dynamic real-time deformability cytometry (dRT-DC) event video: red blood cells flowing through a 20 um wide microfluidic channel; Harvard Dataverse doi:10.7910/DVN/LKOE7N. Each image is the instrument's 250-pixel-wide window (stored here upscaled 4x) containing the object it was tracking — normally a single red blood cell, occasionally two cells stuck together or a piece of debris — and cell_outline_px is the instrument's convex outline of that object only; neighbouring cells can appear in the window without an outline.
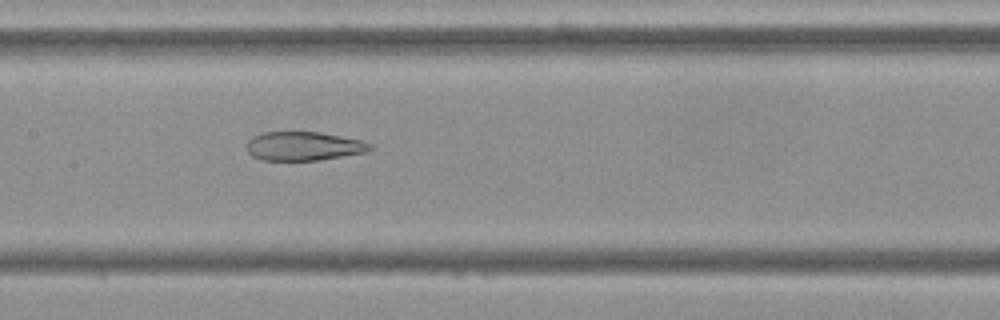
{"species": "Egyptian fruit bat (a non-hibernating species)", "species_latin": "Rousettus aegyptiacus", "temperature_condition": "cold", "stored_images_in_passage": 54, "camera_frame_rate_fps": 3000, "um_per_image_px": 0.085, "frame": {"image": 1, "passage_image": 26, "time_ms": 8.333, "image_size_px": [1000, 320], "cell_outline_px": [[372, 148], [368, 152], [320, 160], [260, 160], [252, 156], [248, 152], [248, 140], [252, 136], [260, 132], [320, 132], [360, 140], [372, 144]], "centroid_in_image_um": [25.81, 12.42], "position_along_channel_um": 181.6, "area_um2": 20.81}}
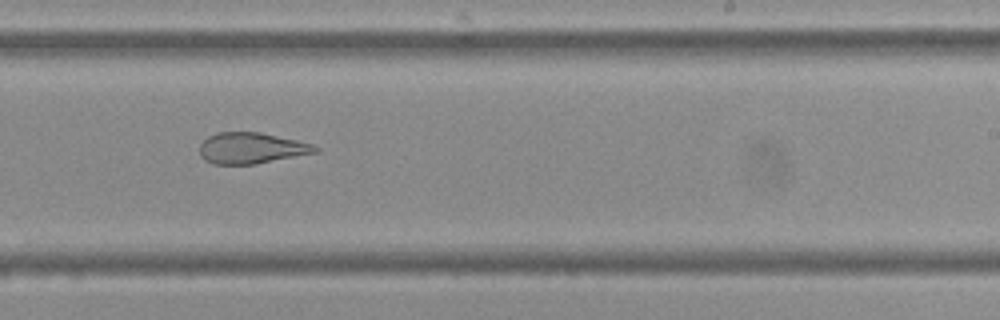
{"frame": {"image": 2, "passage_image": 33, "time_ms": 10.667, "image_size_px": [1000, 320], "cell_outline_px": [[320, 148], [316, 152], [256, 164], [212, 164], [204, 160], [200, 156], [200, 144], [208, 136], [216, 132], [260, 132], [296, 140], [312, 144]], "centroid_in_image_um": [21.32, 12.59], "position_along_channel_um": 267.7, "area_um2": 20.87}}
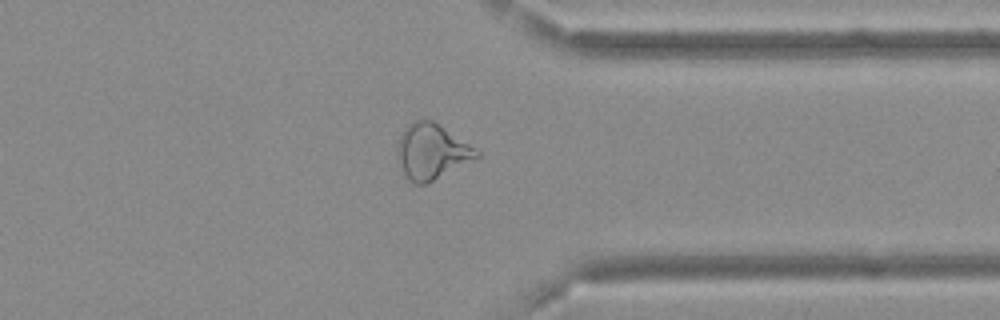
{"frame": {"image": 3, "passage_image": 42, "time_ms": 13.667, "image_size_px": [1000, 320], "cell_outline_px": [[480, 156], [424, 184], [416, 184], [408, 180], [400, 164], [396, 152], [396, 148], [400, 136], [404, 128], [408, 124], [416, 120], [432, 120], [480, 152]], "centroid_in_image_um": [36.64, 12.87], "position_along_channel_um": 374.8, "area_um2": 24.8}, "authors_computed_cell_mechanics": {"area_um2": 26.9059, "velocity_mm_per_s": 3.6967, "shape_relaxation_time_tau1_ms": null, "shape_relaxation_time_tau2_ms": 2.7137, "deformation_change_tau1": null, "deformation_change_tau2": 0.1121}}